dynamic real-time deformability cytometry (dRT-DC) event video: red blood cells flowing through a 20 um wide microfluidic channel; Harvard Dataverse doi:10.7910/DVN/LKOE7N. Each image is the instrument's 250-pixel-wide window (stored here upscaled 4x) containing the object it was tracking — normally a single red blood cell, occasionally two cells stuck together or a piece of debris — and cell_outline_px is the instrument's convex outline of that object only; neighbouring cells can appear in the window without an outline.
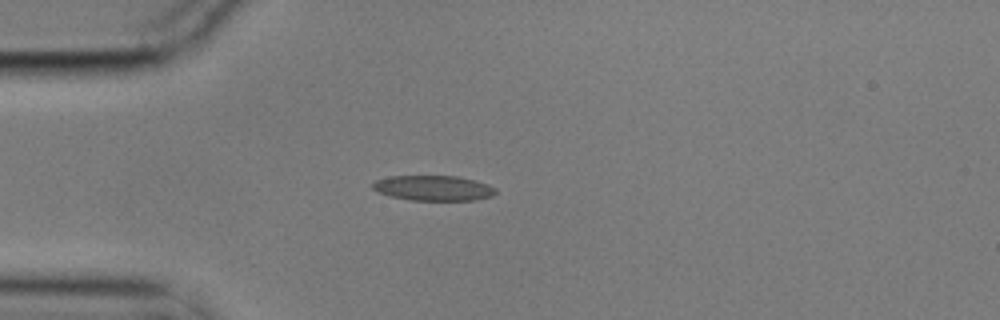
{"species": "common noctule bat (a hibernating species)", "species_latin": "Nyctalus noctula", "temperature_condition": "cold", "stored_images_in_passage": 8, "camera_frame_rate_fps": 3000, "um_per_image_px": 0.085, "animal": {"sex": "male", "body_mass_g": 17.9}, "frame": {"image": 1, "passage_image": 3, "time_ms": 0.667, "image_size_px": [1000, 320], "cell_outline_px": [[496, 192], [492, 196], [472, 200], [412, 200], [392, 196], [380, 192], [372, 188], [372, 184], [376, 180], [388, 176], [456, 176], [488, 184], [496, 188]], "centroid_in_image_um": [36.84, 15.98], "position_along_channel_um": 48.2, "area_um2": 17.8}}
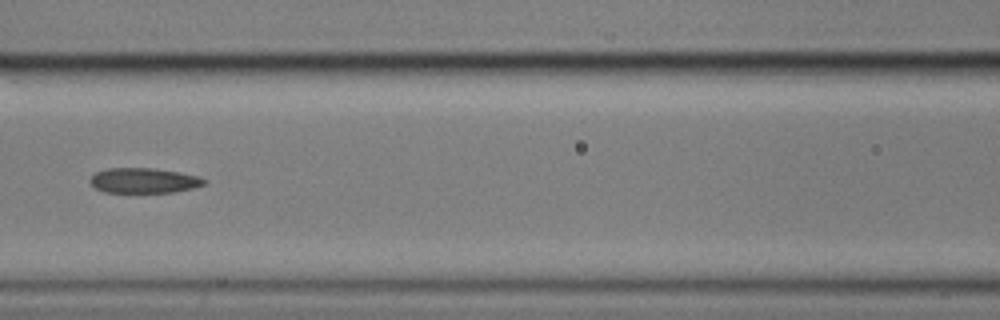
{"frame": {"image": 2, "passage_image": 6, "time_ms": 1.667, "image_size_px": [1000, 320], "cell_outline_px": [[208, 180], [204, 184], [192, 188], [172, 192], [104, 192], [96, 188], [88, 180], [96, 172], [108, 168], [152, 168], [200, 176]], "centroid_in_image_um": [12.22, 15.34], "position_along_channel_um": 154.4, "area_um2": 16.53}}
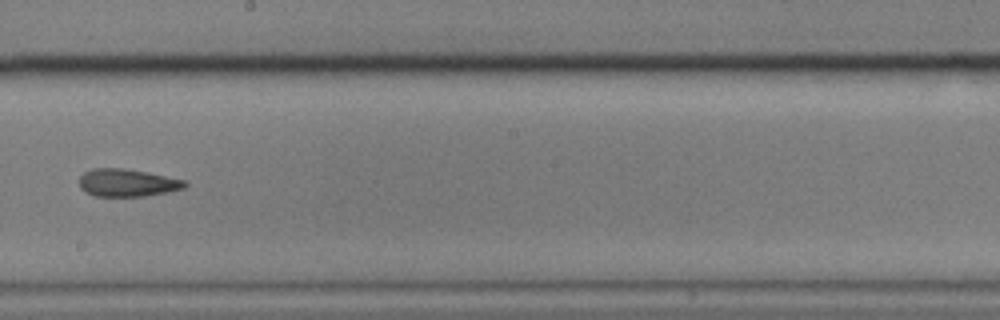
{"frame": {"image": 3, "passage_image": 8, "time_ms": 2.333, "image_size_px": [1000, 320], "cell_outline_px": [[188, 184], [184, 188], [168, 192], [144, 196], [92, 196], [84, 192], [80, 188], [80, 176], [84, 172], [92, 168], [124, 168], [148, 172], [184, 180]], "centroid_in_image_um": [10.79, 15.53], "position_along_channel_um": 237.4, "area_um2": 17.11}}